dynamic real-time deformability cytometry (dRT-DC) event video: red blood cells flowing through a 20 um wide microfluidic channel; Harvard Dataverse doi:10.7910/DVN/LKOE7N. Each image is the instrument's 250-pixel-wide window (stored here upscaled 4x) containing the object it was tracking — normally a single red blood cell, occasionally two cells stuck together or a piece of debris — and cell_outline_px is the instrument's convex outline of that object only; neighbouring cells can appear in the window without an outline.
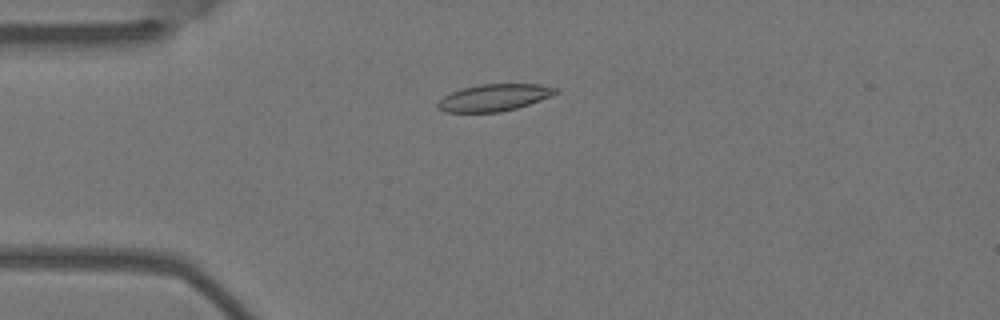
{"species": "Egyptian fruit bat (a non-hibernating species)", "species_latin": "Rousettus aegyptiacus", "temperature_condition": "warm", "stored_images_in_passage": 5, "camera_frame_rate_fps": 3000, "um_per_image_px": 0.085, "animal": {"sex": "female"}, "frame": {"image": 1, "passage_image": 1, "time_ms": 0.0, "image_size_px": [1000, 320], "cell_outline_px": [[556, 92], [552, 96], [516, 108], [500, 112], [444, 112], [436, 108], [436, 104], [444, 96], [452, 92], [464, 88], [480, 84], [540, 84], [556, 88]], "centroid_in_image_um": [41.97, 8.3], "position_along_channel_um": 43.0, "area_um2": 18.32}}
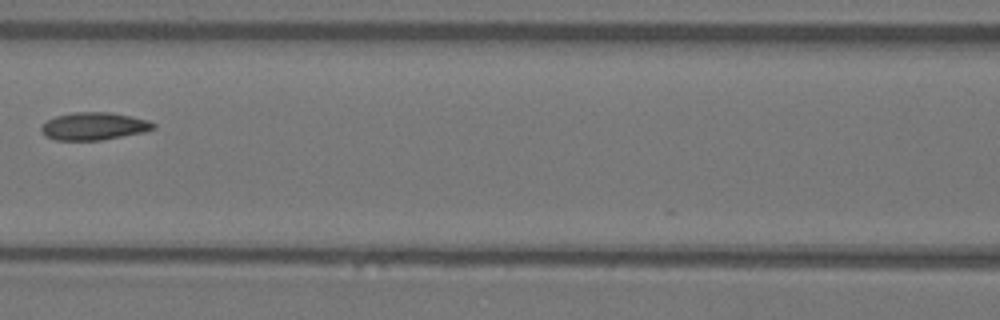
{"frame": {"image": 2, "passage_image": 4, "time_ms": 1.0, "image_size_px": [1000, 320], "cell_outline_px": [[156, 128], [144, 132], [100, 140], [56, 140], [44, 136], [40, 128], [48, 120], [56, 116], [72, 112], [108, 112], [132, 116], [148, 120], [156, 124]], "centroid_in_image_um": [7.99, 10.72], "position_along_channel_um": 158.6, "area_um2": 18.03}}
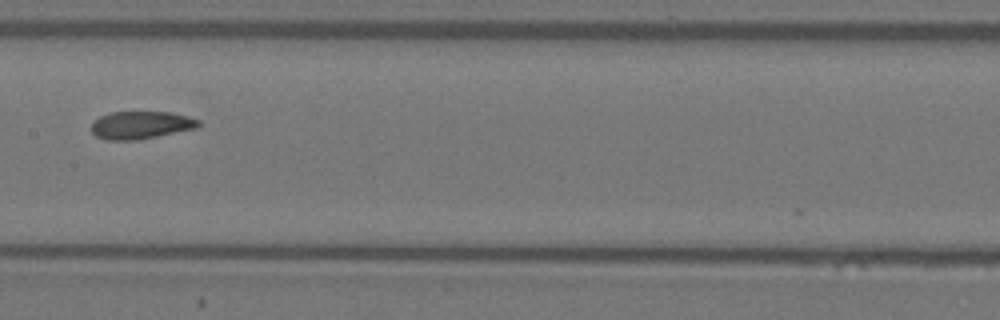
{"frame": {"image": 3, "passage_image": 5, "time_ms": 1.333, "image_size_px": [1000, 320], "cell_outline_px": [[200, 124], [196, 128], [136, 140], [104, 140], [96, 136], [92, 132], [92, 124], [100, 116], [108, 112], [172, 112], [188, 116], [200, 120]], "centroid_in_image_um": [11.97, 10.62], "position_along_channel_um": 195.4, "area_um2": 17.22}}